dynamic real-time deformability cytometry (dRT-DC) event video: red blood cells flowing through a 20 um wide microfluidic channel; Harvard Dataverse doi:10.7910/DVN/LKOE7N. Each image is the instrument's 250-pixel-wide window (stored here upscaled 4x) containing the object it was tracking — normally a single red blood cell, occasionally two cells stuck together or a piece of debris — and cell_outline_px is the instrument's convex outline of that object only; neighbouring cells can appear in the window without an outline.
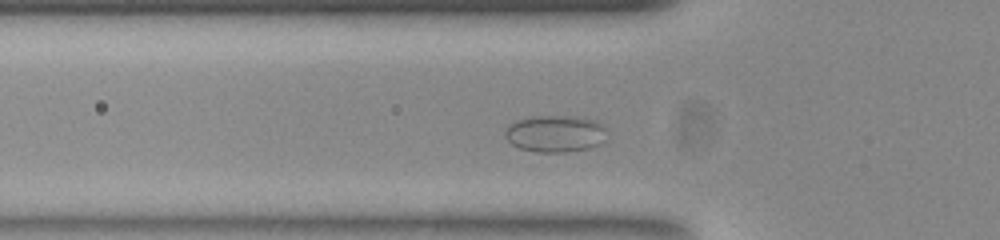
{"species": "common noctule bat (a hibernating species)", "species_latin": "Nyctalus noctula", "temperature_condition": "room temperature", "stored_images_in_passage": 41, "segment_of_instrument_passage": [1, 2], "camera_frame_rate_fps": 3000, "um_per_image_px": 0.085, "animal": {"sex": "female", "body_mass_g": 23.0, "forearm_length_mm": 53.4}, "frame": {"image": 1, "passage_image": 2, "time_ms": 0.333, "image_size_px": [1000, 240], "cell_outline_px": [[604, 140], [600, 144], [588, 148], [564, 152], [536, 152], [520, 148], [512, 144], [504, 136], [508, 128], [516, 120], [532, 116], [556, 116], [592, 120], [600, 124], [604, 128]], "centroid_in_image_um": [47.15, 11.38], "position_along_channel_um": 78.6, "area_um2": 21.27}}
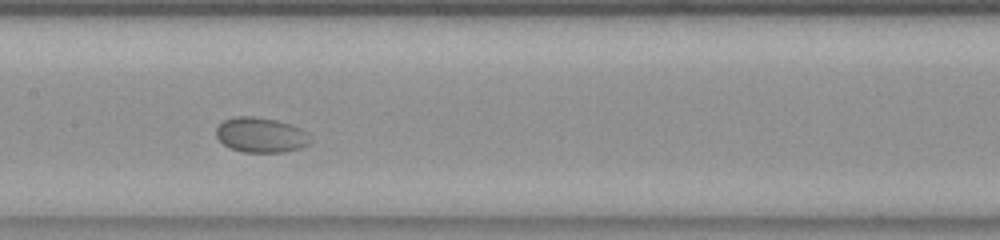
{"frame": {"image": 2, "passage_image": 11, "time_ms": 3.333, "image_size_px": [1000, 240], "cell_outline_px": [[308, 144], [300, 148], [280, 152], [244, 152], [232, 148], [224, 144], [216, 136], [216, 128], [224, 120], [236, 116], [252, 116], [276, 120], [300, 128]], "centroid_in_image_um": [22.08, 11.47], "position_along_channel_um": 185.3, "area_um2": 18.55}}
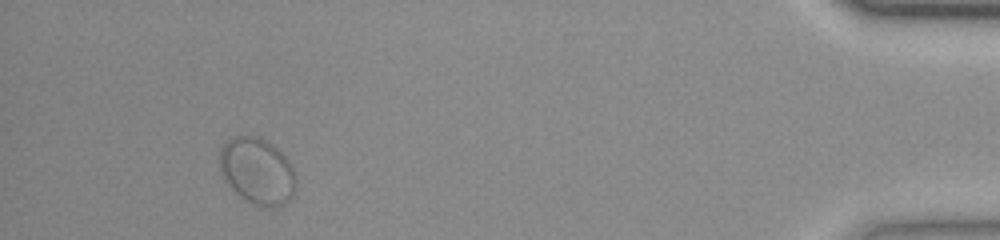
{"frame": {"image": 3, "passage_image": 36, "time_ms": 11.667, "image_size_px": [1000, 240], "cell_outline_px": [[296, 184], [292, 196], [288, 200], [280, 204], [256, 204], [248, 200], [228, 180], [224, 172], [220, 160], [220, 152], [224, 144], [228, 140], [236, 136], [252, 136], [264, 140], [276, 148], [284, 156], [292, 168]], "centroid_in_image_um": [21.91, 14.47], "position_along_channel_um": 413.3, "area_um2": 27.51}}